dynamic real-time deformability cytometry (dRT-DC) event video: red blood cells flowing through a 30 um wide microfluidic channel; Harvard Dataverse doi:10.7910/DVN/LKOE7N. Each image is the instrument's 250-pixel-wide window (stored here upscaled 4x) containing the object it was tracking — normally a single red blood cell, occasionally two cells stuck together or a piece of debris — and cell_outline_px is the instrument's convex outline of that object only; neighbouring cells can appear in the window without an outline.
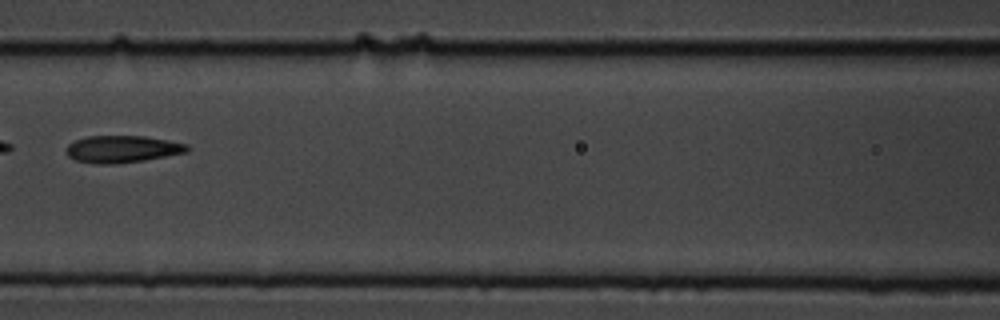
{"species": "common noctule bat (a hibernating species)", "species_latin": "Nyctalus noctula", "temperature_condition": "cold", "stored_images_in_passage": 9, "camera_frame_rate_fps": 3000, "um_per_image_px": 0.085, "animal": {"sex": "male", "body_mass_g": 19.5, "forearm_length_mm": 54.6}, "frame": {"image": 1, "passage_image": 6, "time_ms": 1.667, "image_size_px": [1000, 320], "cell_outline_px": [[188, 152], [144, 160], [112, 164], [96, 164], [76, 160], [68, 156], [68, 144], [76, 140], [88, 136], [144, 136], [168, 140], [188, 144]], "centroid_in_image_um": [10.42, 12.67], "position_along_channel_um": 156.2, "area_um2": 18.9}}
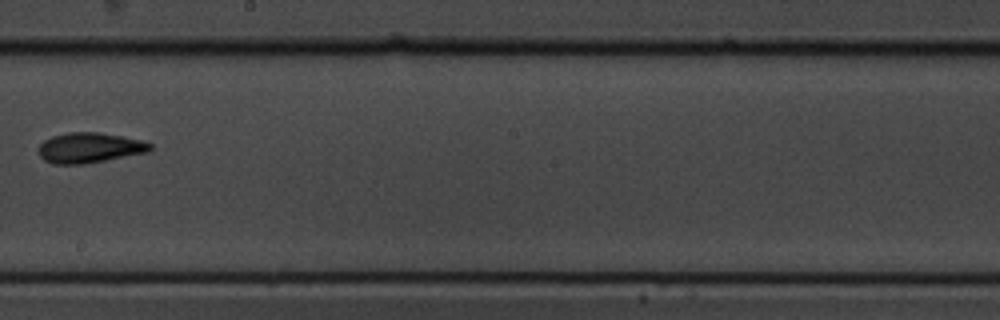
{"frame": {"image": 2, "passage_image": 8, "time_ms": 2.333, "image_size_px": [1000, 320], "cell_outline_px": [[152, 152], [84, 164], [52, 164], [44, 160], [40, 156], [40, 144], [44, 140], [52, 136], [68, 132], [96, 132], [120, 136], [140, 140], [152, 144]], "centroid_in_image_um": [7.64, 12.57], "position_along_channel_um": 240.6, "area_um2": 19.71}}
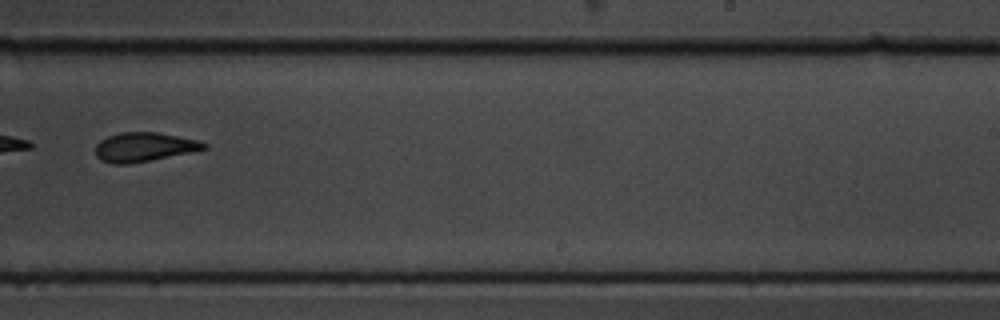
{"frame": {"image": 3, "passage_image": 9, "time_ms": 2.667, "image_size_px": [1000, 320], "cell_outline_px": [[208, 148], [128, 164], [112, 164], [100, 160], [96, 156], [96, 144], [100, 140], [108, 136], [120, 132], [156, 132], [200, 140], [208, 144]], "centroid_in_image_um": [12.22, 12.48], "position_along_channel_um": 276.8, "area_um2": 18.26}}